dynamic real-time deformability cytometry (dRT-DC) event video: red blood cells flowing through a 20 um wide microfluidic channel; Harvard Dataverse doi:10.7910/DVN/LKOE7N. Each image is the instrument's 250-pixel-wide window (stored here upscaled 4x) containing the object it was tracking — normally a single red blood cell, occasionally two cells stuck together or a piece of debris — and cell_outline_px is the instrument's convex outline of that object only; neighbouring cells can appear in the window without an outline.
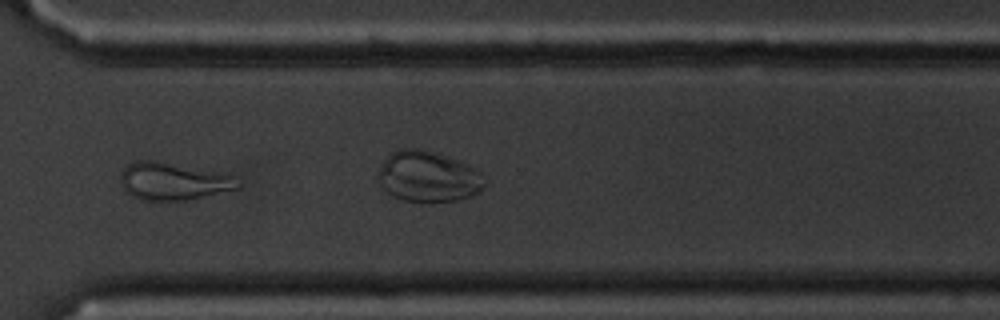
{"species": "common noctule bat (a hibernating species)", "species_latin": "Nyctalus noctula", "temperature_condition": "cold", "stored_images_in_passage": 57, "camera_frame_rate_fps": 3000, "um_per_image_px": 0.085, "animal": {"sex": "male", "body_mass_g": 20.1, "forearm_length_mm": 53.5}, "frame": {"image": 1, "passage_image": 41, "time_ms": 13.333, "image_size_px": [1000, 320], "cell_outline_px": [[240, 188], [188, 200], [144, 200], [132, 196], [124, 192], [120, 180], [120, 176], [124, 168], [132, 160], [160, 160], [216, 172], [232, 176], [240, 180]], "centroid_in_image_um": [14.69, 15.4], "position_along_channel_um": 355.9, "area_um2": 25.84}, "authors_computed_cell_mechanics": {"area_um2": 27.2816, "velocity_mm_per_s": 3.4882, "shape_relaxation_time_tau1_ms": null, "shape_relaxation_time_tau2_ms": 3.7456, "deformation_change_tau1": null, "deformation_change_tau2": 0.129}}